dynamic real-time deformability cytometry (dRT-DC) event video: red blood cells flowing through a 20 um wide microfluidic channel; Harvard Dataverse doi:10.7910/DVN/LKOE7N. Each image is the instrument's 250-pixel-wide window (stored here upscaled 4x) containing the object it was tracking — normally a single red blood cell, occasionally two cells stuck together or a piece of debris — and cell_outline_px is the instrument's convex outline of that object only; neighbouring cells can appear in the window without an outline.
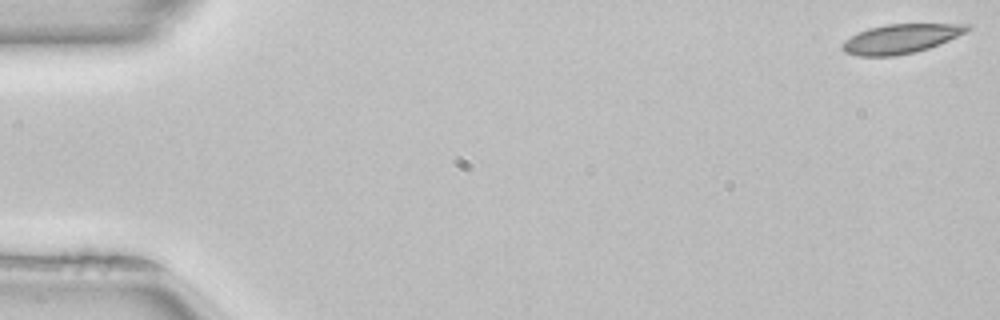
{"species": "common noctule bat (a hibernating species)", "species_latin": "Nyctalus noctula", "temperature_condition": "room temperature", "stored_images_in_passage": 8, "camera_frame_rate_fps": 3000, "um_per_image_px": 0.085, "animal": {"sex": "female", "body_mass_g": 22.7, "forearm_length_mm": 54.2}, "frame": {"image": 1, "passage_image": 1, "time_ms": 0.0, "image_size_px": [1000, 320], "cell_outline_px": [[972, 28], [948, 40], [928, 48], [916, 52], [892, 56], [860, 56], [844, 52], [840, 48], [840, 44], [844, 40], [868, 28], [884, 24], [972, 24]], "centroid_in_image_um": [76.53, 3.29], "position_along_channel_um": 8.5, "area_um2": 21.21}}